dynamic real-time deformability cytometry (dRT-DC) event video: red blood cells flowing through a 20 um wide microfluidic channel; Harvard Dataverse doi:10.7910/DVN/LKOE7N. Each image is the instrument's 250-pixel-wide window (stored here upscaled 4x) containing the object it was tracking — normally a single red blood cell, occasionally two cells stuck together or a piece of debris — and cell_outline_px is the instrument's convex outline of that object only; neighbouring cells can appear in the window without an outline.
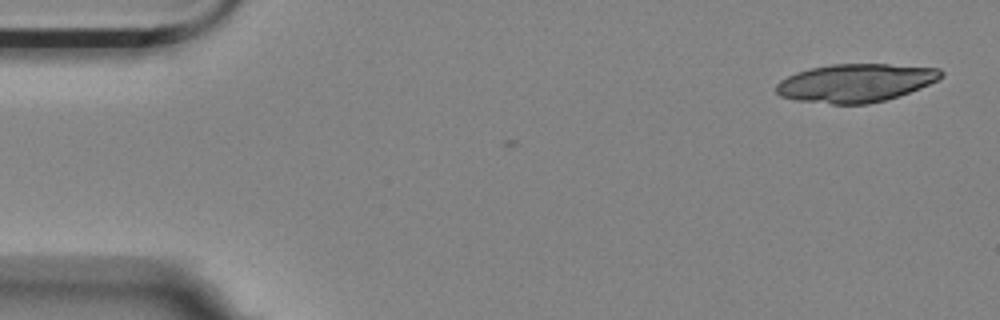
{"species": "Egyptian fruit bat (a non-hibernating species)", "species_latin": "Rousettus aegyptiacus", "temperature_condition": "room temperature", "stored_images_in_passage": 5, "camera_frame_rate_fps": 3000, "um_per_image_px": 0.085, "animal": {"sex": "female"}, "frame": {"image": 1, "passage_image": 1, "time_ms": 0.0, "image_size_px": [1000, 320], "cell_outline_px": [[944, 76], [920, 88], [900, 96], [868, 104], [832, 104], [800, 100], [780, 96], [776, 92], [776, 84], [780, 80], [796, 72], [812, 68], [832, 64], [888, 64], [940, 68], [944, 72]], "centroid_in_image_um": [72.75, 7.04], "position_along_channel_um": 12.3, "area_um2": 36.65}}